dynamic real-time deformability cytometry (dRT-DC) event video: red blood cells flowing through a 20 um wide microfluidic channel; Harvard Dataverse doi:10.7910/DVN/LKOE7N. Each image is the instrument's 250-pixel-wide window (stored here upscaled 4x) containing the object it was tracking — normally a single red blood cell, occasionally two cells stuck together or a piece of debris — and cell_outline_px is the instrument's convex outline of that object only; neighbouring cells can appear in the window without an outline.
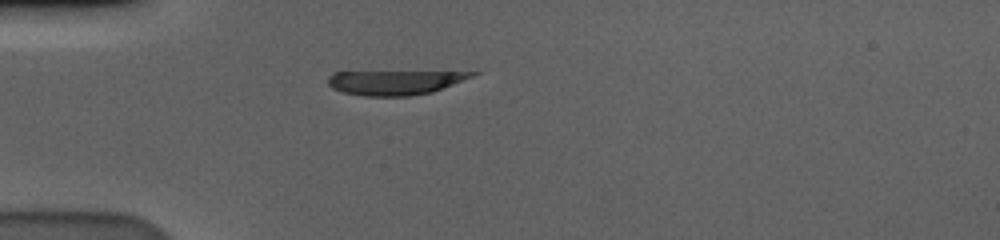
{"species": "human", "species_latin": "Homo sapiens", "temperature_condition": "cold", "stored_images_in_passage": 9, "segment_of_instrument_passage": [2, 2], "camera_frame_rate_fps": 3000, "um_per_image_px": 0.085, "donor": {"sex": "male"}, "frame": {"image": 1, "passage_image": 9, "time_ms": 2.667, "image_size_px": [1000, 240], "cell_outline_px": [[480, 72], [472, 76], [432, 92], [408, 96], [364, 96], [344, 92], [332, 88], [328, 84], [328, 76], [332, 72]], "centroid_in_image_um": [33.48, 7.01], "position_along_channel_um": 51.5, "area_um2": 20.11}}